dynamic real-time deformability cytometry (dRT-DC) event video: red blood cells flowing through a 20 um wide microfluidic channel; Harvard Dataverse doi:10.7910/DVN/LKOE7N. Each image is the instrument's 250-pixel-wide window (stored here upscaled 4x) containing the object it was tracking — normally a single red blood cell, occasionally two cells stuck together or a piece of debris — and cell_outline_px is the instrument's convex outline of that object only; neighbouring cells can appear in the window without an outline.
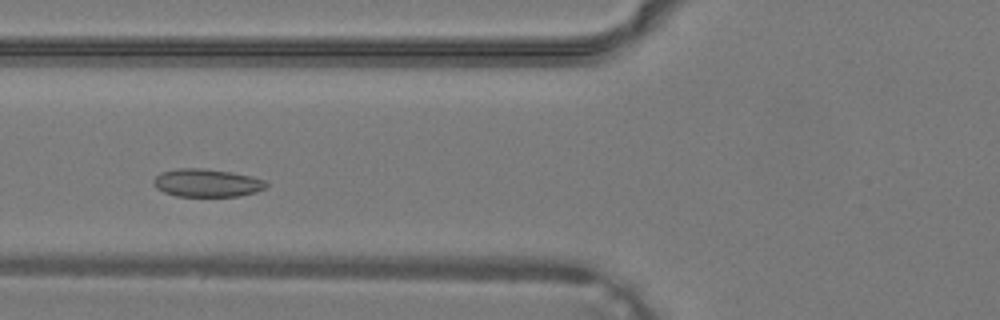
{"species": "common noctule bat (a hibernating species)", "species_latin": "Nyctalus noctula", "temperature_condition": "warm", "stored_images_in_passage": 28, "camera_frame_rate_fps": 3000, "um_per_image_px": 0.085, "animal": {"sex": "male", "body_mass_g": 19.2, "forearm_length_mm": 51.8}, "frame": {"image": 1, "passage_image": 9, "time_ms": 2.667, "image_size_px": [1000, 320], "cell_outline_px": [[268, 184], [264, 188], [256, 192], [240, 196], [176, 196], [164, 192], [156, 188], [152, 184], [152, 180], [160, 172], [176, 168], [200, 168], [232, 172], [252, 176], [264, 180]], "centroid_in_image_um": [17.55, 15.54], "position_along_channel_um": 108.2, "area_um2": 18.5}}
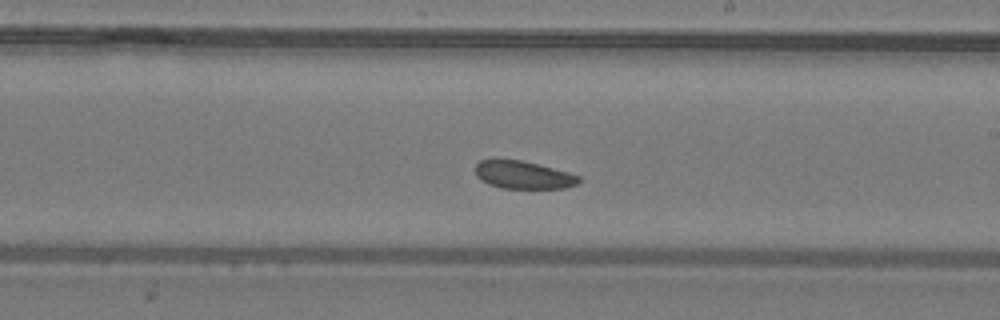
{"frame": {"image": 2, "passage_image": 17, "time_ms": 5.333, "image_size_px": [1000, 320], "cell_outline_px": [[580, 180], [576, 184], [564, 188], [500, 188], [488, 184], [480, 180], [476, 176], [476, 164], [480, 160], [520, 160], [568, 172], [580, 176]], "centroid_in_image_um": [44.45, 14.88], "position_along_channel_um": 244.5, "area_um2": 16.53}}
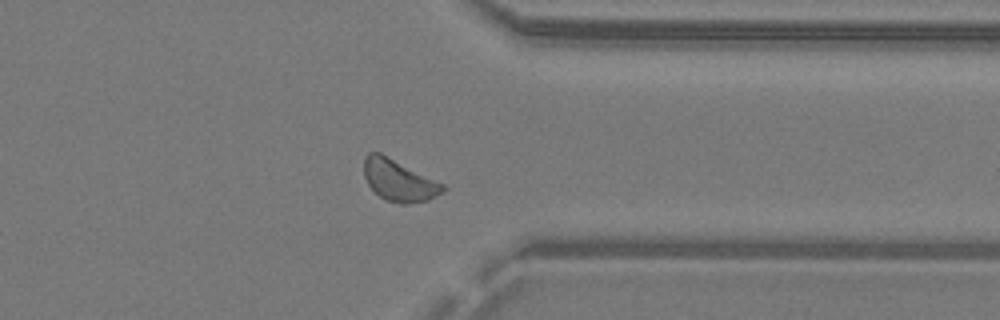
{"frame": {"image": 3, "passage_image": 25, "time_ms": 8.0, "image_size_px": [1000, 320], "cell_outline_px": [[448, 188], [444, 192], [428, 200], [404, 204], [400, 204], [384, 200], [368, 184], [364, 176], [364, 156], [368, 152], [380, 152], [444, 184]], "centroid_in_image_um": [33.91, 15.33], "position_along_channel_um": 377.5, "area_um2": 19.13}}